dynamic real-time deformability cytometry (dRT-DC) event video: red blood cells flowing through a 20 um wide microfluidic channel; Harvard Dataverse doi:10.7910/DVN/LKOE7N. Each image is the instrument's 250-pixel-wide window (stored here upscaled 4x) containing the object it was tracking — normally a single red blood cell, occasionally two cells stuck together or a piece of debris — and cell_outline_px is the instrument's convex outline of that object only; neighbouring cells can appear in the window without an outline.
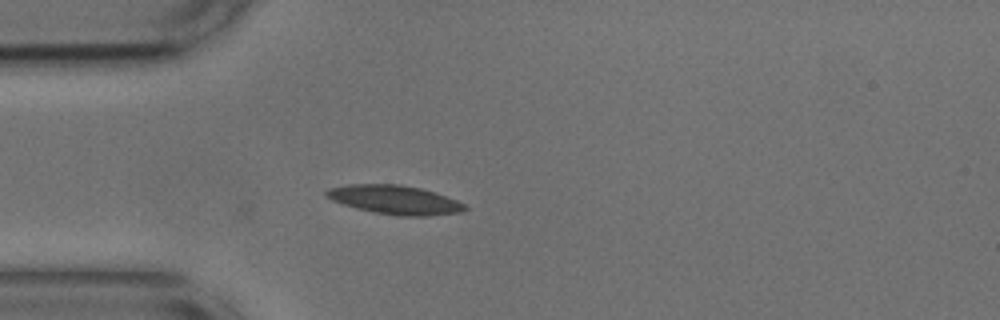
{"species": "common noctule bat (a hibernating species)", "species_latin": "Nyctalus noctula", "temperature_condition": "cold", "stored_images_in_passage": 28, "camera_frame_rate_fps": 3000, "um_per_image_px": 0.085, "animal": {"sex": "male", "body_mass_g": 17.9, "forearm_length_mm": 54.2}, "frame": {"image": 1, "passage_image": 1, "time_ms": 0.0, "image_size_px": [1000, 320], "cell_outline_px": [[468, 208], [460, 212], [428, 216], [396, 216], [372, 212], [356, 208], [332, 200], [324, 196], [324, 192], [328, 188], [348, 184], [400, 184], [420, 188], [436, 192], [456, 200], [464, 204]], "centroid_in_image_um": [33.53, 16.98], "position_along_channel_um": 51.5, "area_um2": 23.47}}
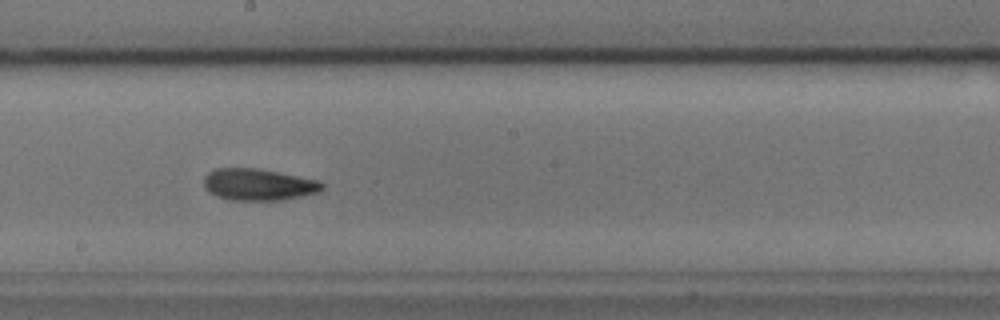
{"frame": {"image": 2, "passage_image": 16, "time_ms": 5.0, "image_size_px": [1000, 320], "cell_outline_px": [[324, 188], [320, 192], [284, 200], [228, 200], [216, 196], [208, 192], [204, 188], [204, 176], [208, 172], [216, 168], [256, 168], [320, 180], [324, 184]], "centroid_in_image_um": [21.97, 15.69], "position_along_channel_um": 226.2, "area_um2": 22.14}}
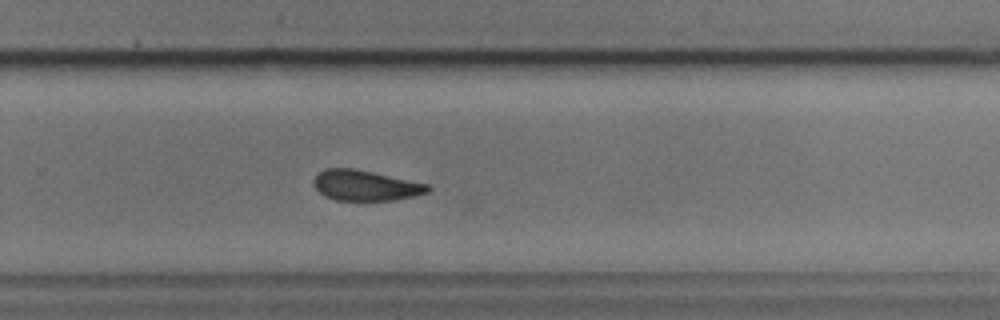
{"frame": {"image": 3, "passage_image": 22, "time_ms": 7.0, "image_size_px": [1000, 320], "cell_outline_px": [[432, 188], [428, 192], [412, 196], [392, 200], [336, 200], [324, 196], [316, 188], [316, 176], [324, 168], [352, 168], [372, 172], [428, 184]], "centroid_in_image_um": [31.08, 15.76], "position_along_channel_um": 298.7, "area_um2": 19.83}}